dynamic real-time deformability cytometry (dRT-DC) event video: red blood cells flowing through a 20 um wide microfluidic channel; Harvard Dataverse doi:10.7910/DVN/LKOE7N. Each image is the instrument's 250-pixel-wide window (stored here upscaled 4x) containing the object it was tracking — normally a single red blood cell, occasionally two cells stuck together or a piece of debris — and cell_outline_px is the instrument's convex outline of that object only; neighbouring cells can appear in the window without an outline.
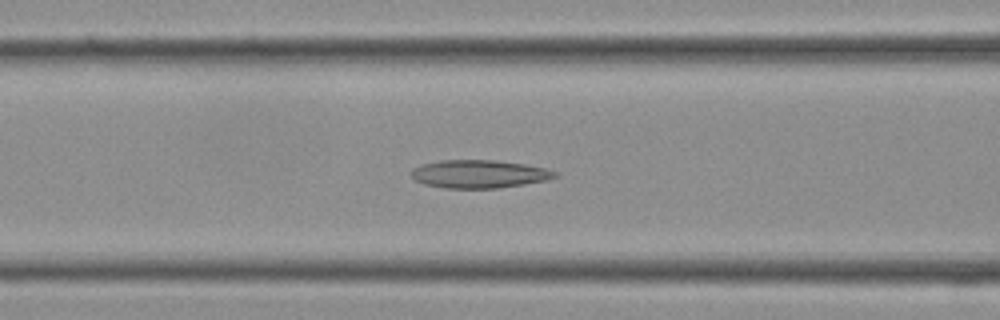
{"species": "Egyptian fruit bat (a non-hibernating species)", "species_latin": "Rousettus aegyptiacus", "temperature_condition": "cold", "stored_images_in_passage": 38, "camera_frame_rate_fps": 3000, "um_per_image_px": 0.085, "frame": {"image": 1, "passage_image": 15, "time_ms": 4.667, "image_size_px": [1000, 320], "cell_outline_px": [[560, 176], [548, 180], [500, 188], [444, 188], [424, 184], [416, 180], [412, 176], [412, 168], [420, 164], [440, 160], [496, 160], [524, 164], [548, 168], [560, 172]], "centroid_in_image_um": [40.79, 14.78], "position_along_channel_um": 125.8, "area_um2": 23.81}}
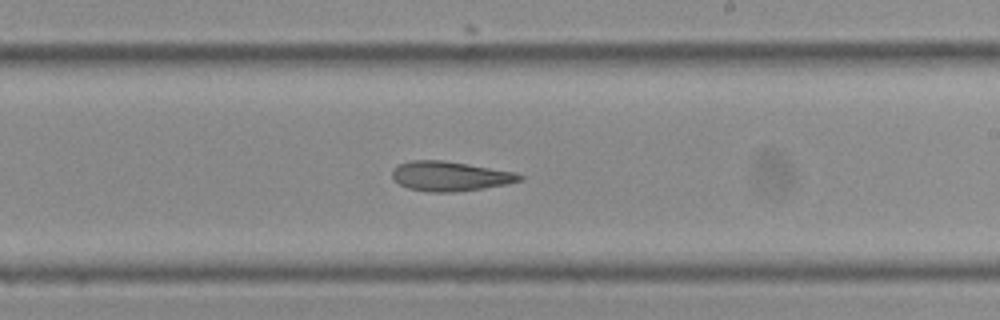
{"frame": {"image": 2, "passage_image": 22, "time_ms": 7.0, "image_size_px": [1000, 320], "cell_outline_px": [[524, 180], [508, 184], [484, 188], [452, 192], [432, 192], [408, 188], [400, 184], [392, 176], [392, 168], [400, 164], [412, 160], [444, 160], [516, 172], [524, 176]], "centroid_in_image_um": [38.3, 14.97], "position_along_channel_um": 250.7, "area_um2": 22.02}}
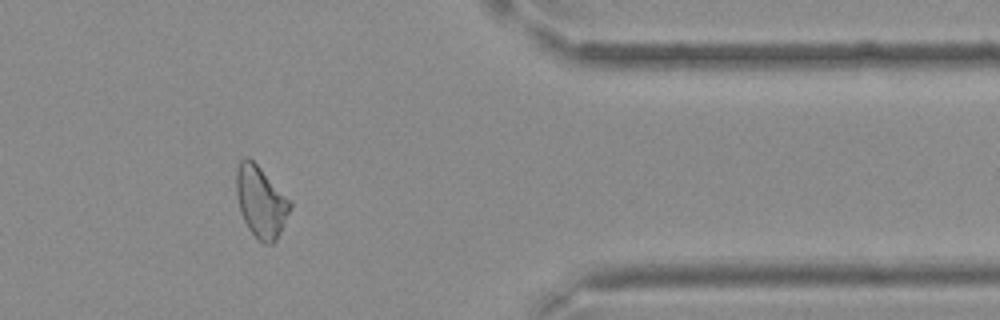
{"frame": {"image": 3, "passage_image": 31, "time_ms": 10.0, "image_size_px": [1000, 320], "cell_outline_px": [[292, 208], [276, 240], [272, 244], [264, 244], [248, 228], [240, 212], [236, 196], [236, 168], [240, 160], [244, 156], [248, 156], [292, 200]], "centroid_in_image_um": [22.18, 17.13], "position_along_channel_um": 389.2, "area_um2": 22.48}}